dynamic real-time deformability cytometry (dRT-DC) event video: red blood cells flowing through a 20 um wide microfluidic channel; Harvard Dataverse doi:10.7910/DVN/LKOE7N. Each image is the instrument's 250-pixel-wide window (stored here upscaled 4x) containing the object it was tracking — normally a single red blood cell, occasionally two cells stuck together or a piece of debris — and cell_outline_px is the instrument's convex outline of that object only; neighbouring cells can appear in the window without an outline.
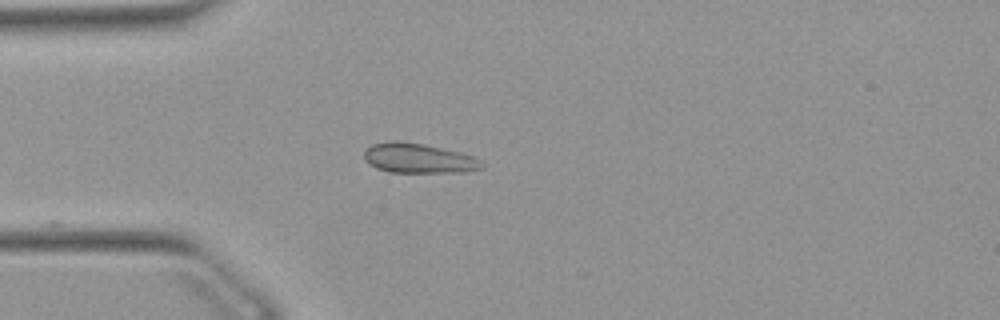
{"species": "Egyptian fruit bat (a non-hibernating species)", "species_latin": "Rousettus aegyptiacus", "temperature_condition": "warm", "stored_images_in_passage": 33, "camera_frame_rate_fps": 3000, "um_per_image_px": 0.085, "animal": {"sex": "female"}, "frame": {"image": 1, "passage_image": 1, "time_ms": 0.0, "image_size_px": [1000, 320], "cell_outline_px": [[484, 168], [464, 172], [388, 172], [376, 168], [368, 164], [364, 160], [364, 152], [372, 144], [388, 140], [400, 140], [424, 144], [460, 152], [472, 156], [480, 160], [484, 164]], "centroid_in_image_um": [35.55, 13.45], "position_along_channel_um": 49.5, "area_um2": 20.63}}
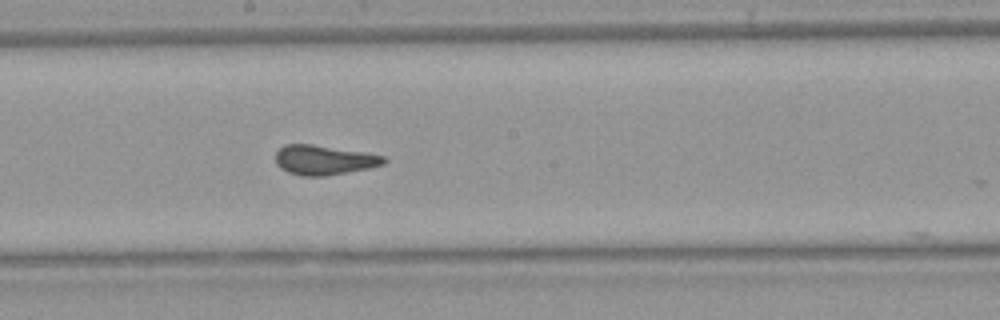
{"frame": {"image": 2, "passage_image": 15, "time_ms": 4.667, "image_size_px": [1000, 320], "cell_outline_px": [[388, 160], [384, 164], [368, 168], [324, 176], [300, 176], [288, 172], [280, 168], [276, 164], [276, 152], [284, 144], [312, 144], [364, 152], [384, 156]], "centroid_in_image_um": [27.52, 13.6], "position_along_channel_um": 220.7, "area_um2": 18.67}}
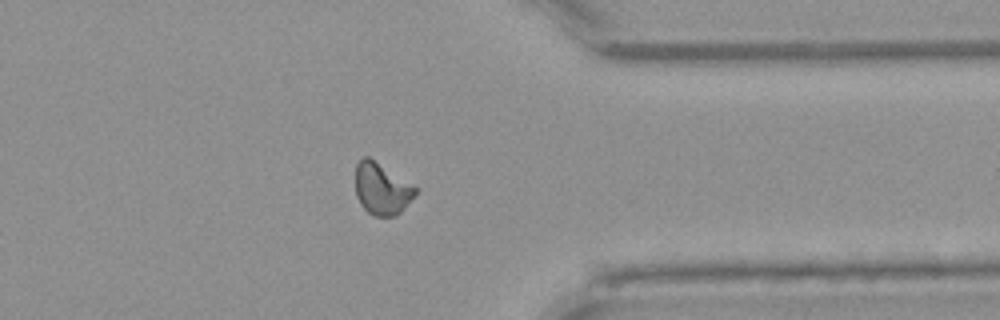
{"frame": {"image": 3, "passage_image": 28, "time_ms": 9.0, "image_size_px": [1000, 320], "cell_outline_px": [[416, 192], [400, 212], [396, 216], [376, 216], [368, 212], [360, 204], [356, 196], [356, 164], [364, 156], [368, 156], [416, 188]], "centroid_in_image_um": [32.4, 16.06], "position_along_channel_um": 379.0, "area_um2": 17.51}}